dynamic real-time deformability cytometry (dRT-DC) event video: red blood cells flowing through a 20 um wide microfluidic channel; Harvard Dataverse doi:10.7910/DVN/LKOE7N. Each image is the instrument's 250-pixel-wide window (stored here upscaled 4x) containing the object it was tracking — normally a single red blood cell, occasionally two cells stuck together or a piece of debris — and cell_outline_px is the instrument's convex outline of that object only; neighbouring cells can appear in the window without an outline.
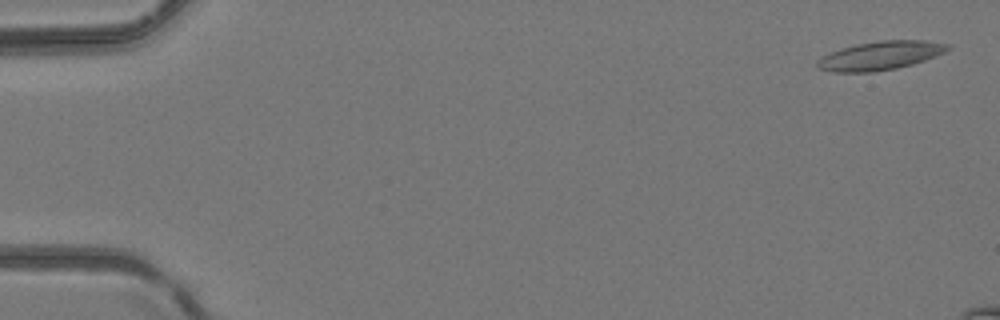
{"species": "common noctule bat (a hibernating species)", "species_latin": "Nyctalus noctula", "temperature_condition": "room temperature", "stored_images_in_passage": 4, "camera_frame_rate_fps": 3000, "um_per_image_px": 0.085, "animal": {"sex": "female", "body_mass_g": 24.6, "forearm_length_mm": 56.2}, "frame": {"image": 1, "passage_image": 1, "time_ms": 0.0, "image_size_px": [1000, 320], "cell_outline_px": [[952, 48], [936, 56], [912, 64], [896, 68], [876, 72], [832, 72], [816, 68], [816, 60], [840, 48], [856, 44], [880, 40], [924, 40], [948, 44]], "centroid_in_image_um": [74.81, 4.73], "position_along_channel_um": 10.2, "area_um2": 21.85}}